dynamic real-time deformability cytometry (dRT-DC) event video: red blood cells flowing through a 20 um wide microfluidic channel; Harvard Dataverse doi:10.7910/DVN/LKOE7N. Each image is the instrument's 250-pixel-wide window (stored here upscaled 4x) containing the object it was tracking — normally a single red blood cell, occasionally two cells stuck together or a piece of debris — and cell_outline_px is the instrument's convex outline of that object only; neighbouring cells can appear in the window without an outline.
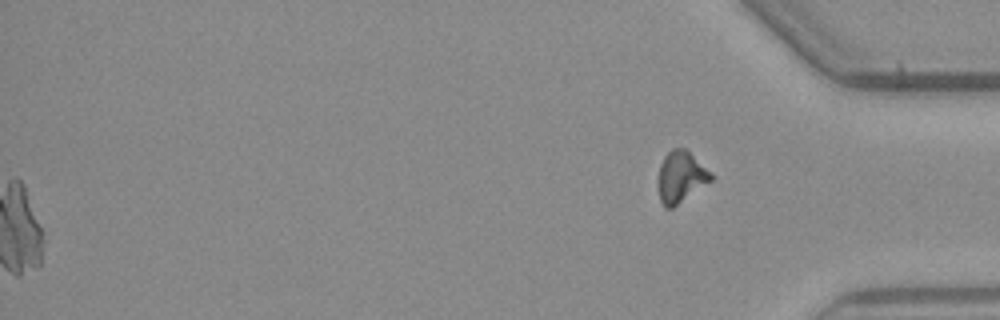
{"species": "common noctule bat (a hibernating species)", "species_latin": "Nyctalus noctula", "temperature_condition": "warm", "stored_images_in_passage": 55, "segment_of_instrument_passage": [2, 2], "camera_frame_rate_fps": 3000, "um_per_image_px": 0.085, "animal": {"sex": "male", "body_mass_g": 23.1, "forearm_length_mm": 52.7}, "frame": {"image": 1, "passage_image": 55, "time_ms": 18.0, "image_size_px": [1000, 320], "cell_outline_px": [[712, 180], [672, 208], [664, 208], [660, 200], [660, 164], [664, 156], [672, 148], [684, 148], [712, 176]], "centroid_in_image_um": [57.84, 15.05], "position_along_channel_um": 377.4, "area_um2": 14.97}}